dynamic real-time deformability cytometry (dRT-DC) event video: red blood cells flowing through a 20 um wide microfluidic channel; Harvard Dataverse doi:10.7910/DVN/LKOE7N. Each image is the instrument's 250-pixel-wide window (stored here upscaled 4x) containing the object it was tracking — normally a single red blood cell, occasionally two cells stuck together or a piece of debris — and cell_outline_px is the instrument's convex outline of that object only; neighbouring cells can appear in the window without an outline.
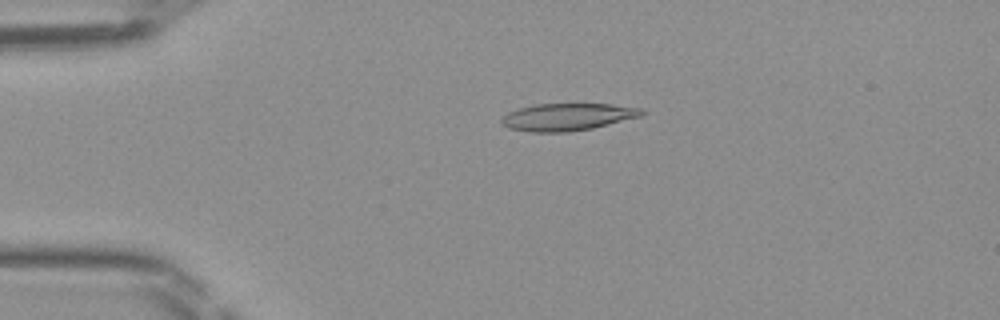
{"species": "Egyptian fruit bat (a non-hibernating species)", "species_latin": "Rousettus aegyptiacus", "temperature_condition": "room temperature", "stored_images_in_passage": 46, "camera_frame_rate_fps": 3000, "um_per_image_px": 0.085, "frame": {"image": 1, "passage_image": 9, "time_ms": 2.667, "image_size_px": [1000, 320], "cell_outline_px": [[644, 112], [640, 116], [592, 128], [568, 132], [532, 132], [508, 128], [500, 124], [500, 120], [508, 112], [520, 108], [536, 104], [612, 104], [644, 108]], "centroid_in_image_um": [48.21, 9.94], "position_along_channel_um": 36.8, "area_um2": 22.2}}
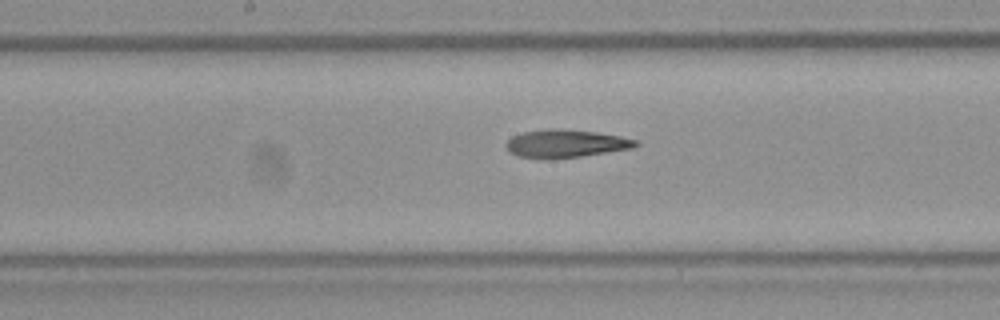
{"frame": {"image": 2, "passage_image": 23, "time_ms": 7.333, "image_size_px": [1000, 320], "cell_outline_px": [[640, 144], [632, 148], [580, 156], [552, 160], [548, 160], [516, 156], [508, 152], [504, 144], [512, 136], [520, 132], [548, 128], [552, 128], [596, 132], [620, 136], [636, 140]], "centroid_in_image_um": [48.0, 12.21], "position_along_channel_um": 200.2, "area_um2": 21.39}}
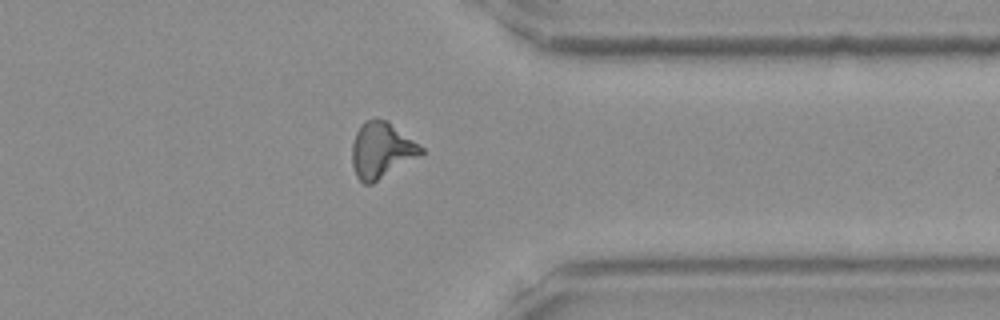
{"frame": {"image": 3, "passage_image": 36, "time_ms": 11.667, "image_size_px": [1000, 320], "cell_outline_px": [[424, 152], [420, 156], [372, 184], [364, 184], [356, 176], [352, 164], [352, 144], [356, 132], [364, 120], [388, 120], [424, 148]], "centroid_in_image_um": [32.43, 12.78], "position_along_channel_um": 379.0, "area_um2": 22.43}}